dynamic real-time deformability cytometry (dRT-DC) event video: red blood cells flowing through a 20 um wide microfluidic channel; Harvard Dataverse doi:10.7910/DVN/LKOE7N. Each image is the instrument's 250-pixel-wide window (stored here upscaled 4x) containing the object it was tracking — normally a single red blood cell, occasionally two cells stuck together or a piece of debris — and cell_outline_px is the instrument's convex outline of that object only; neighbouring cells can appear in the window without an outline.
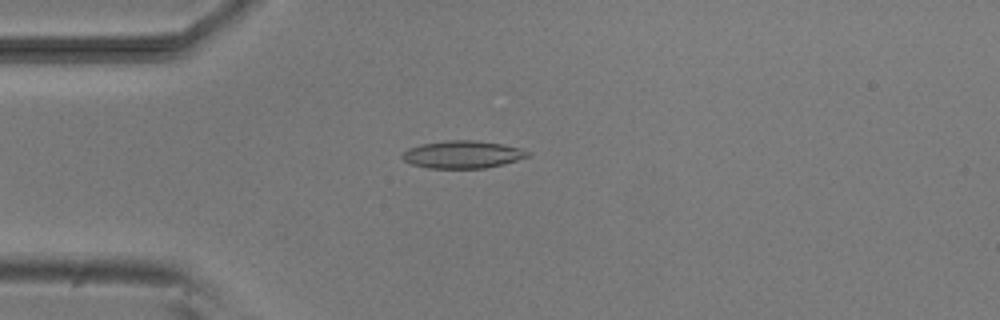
{"species": "common noctule bat (a hibernating species)", "species_latin": "Nyctalus noctula", "temperature_condition": "room temperature", "stored_images_in_passage": 41, "camera_frame_rate_fps": 3000, "um_per_image_px": 0.085, "animal": {"sex": "male", "body_mass_g": 20.5, "forearm_length_mm": 52.5}, "frame": {"image": 1, "passage_image": 2, "time_ms": 0.333, "image_size_px": [1000, 320], "cell_outline_px": [[532, 156], [504, 164], [484, 168], [428, 168], [412, 164], [404, 160], [400, 156], [408, 148], [420, 144], [448, 140], [476, 140], [504, 144], [520, 148], [532, 152]], "centroid_in_image_um": [39.37, 13.12], "position_along_channel_um": 45.6, "area_um2": 20.35}}
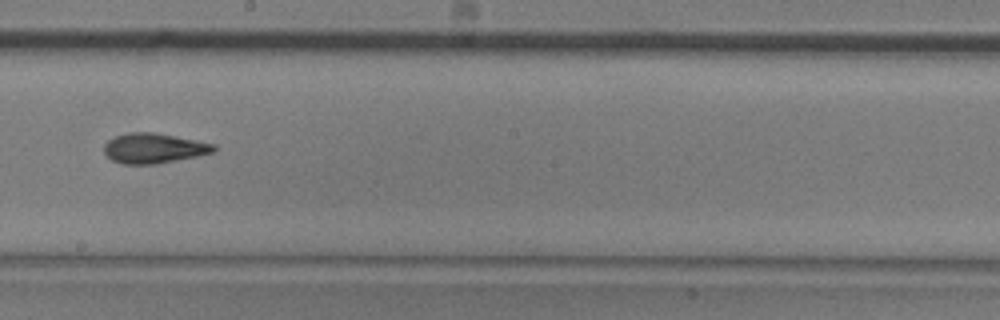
{"frame": {"image": 2, "passage_image": 18, "time_ms": 5.667, "image_size_px": [1000, 320], "cell_outline_px": [[216, 152], [156, 164], [124, 164], [112, 160], [104, 152], [104, 144], [108, 140], [116, 136], [128, 132], [152, 132], [196, 140], [216, 144]], "centroid_in_image_um": [13.08, 12.6], "position_along_channel_um": 235.1, "area_um2": 19.13}}
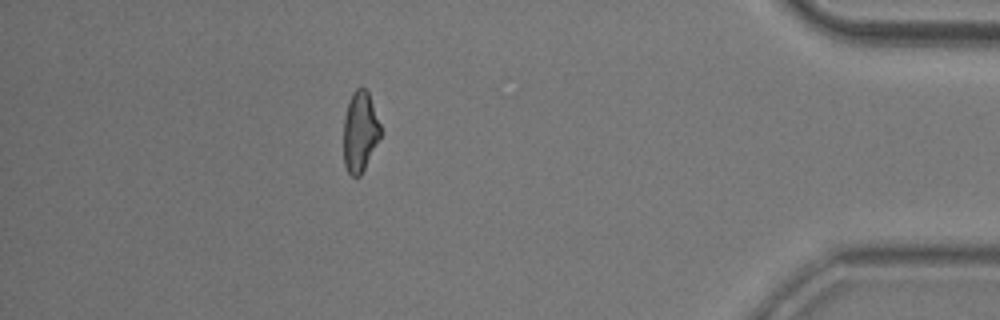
{"frame": {"image": 3, "passage_image": 35, "time_ms": 11.333, "image_size_px": [1000, 320], "cell_outline_px": [[384, 132], [360, 176], [352, 176], [348, 172], [344, 164], [344, 116], [352, 92], [356, 88], [364, 88], [368, 92]], "centroid_in_image_um": [30.63, 11.19], "position_along_channel_um": 404.6, "area_um2": 17.51}, "authors_computed_cell_mechanics": {"area_um2": 18.6116, "velocity_mm_per_s": 3.8227, "shape_relaxation_time_tau1_ms": 5.9359, "shape_relaxation_time_tau2_ms": 2.4457, "deformation_change_tau1": 0.1818, "deformation_change_tau2": 0.1048}}